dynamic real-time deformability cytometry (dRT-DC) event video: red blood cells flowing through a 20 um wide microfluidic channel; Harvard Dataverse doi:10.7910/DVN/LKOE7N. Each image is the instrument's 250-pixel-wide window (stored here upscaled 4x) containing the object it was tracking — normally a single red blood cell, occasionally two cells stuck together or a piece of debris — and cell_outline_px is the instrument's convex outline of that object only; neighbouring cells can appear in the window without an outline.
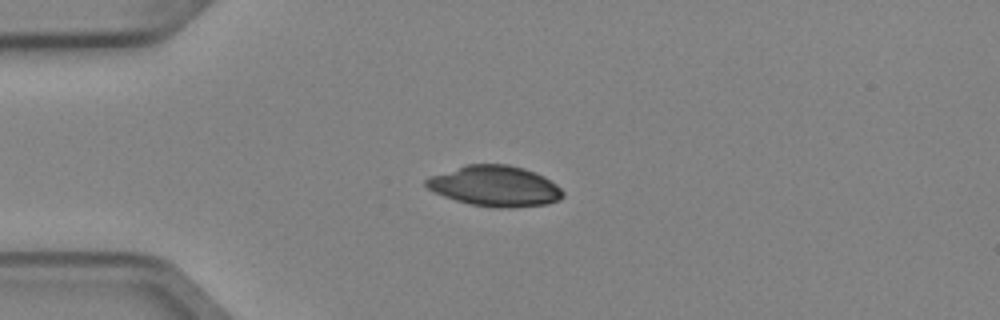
{"species": "Egyptian fruit bat (a non-hibernating species)", "species_latin": "Rousettus aegyptiacus", "temperature_condition": "cold", "stored_images_in_passage": 6, "camera_frame_rate_fps": 3000, "um_per_image_px": 0.085, "animal": {"sex": "female"}, "frame": {"image": 1, "passage_image": 3, "time_ms": 0.667, "image_size_px": [1000, 320], "cell_outline_px": [[564, 196], [560, 200], [548, 204], [508, 208], [496, 208], [468, 204], [444, 196], [428, 188], [424, 184], [424, 180], [432, 176], [464, 164], [508, 164], [524, 168], [536, 172], [544, 176], [556, 184], [564, 192]], "centroid_in_image_um": [42.1, 15.82], "position_along_channel_um": 42.9, "area_um2": 32.54}}
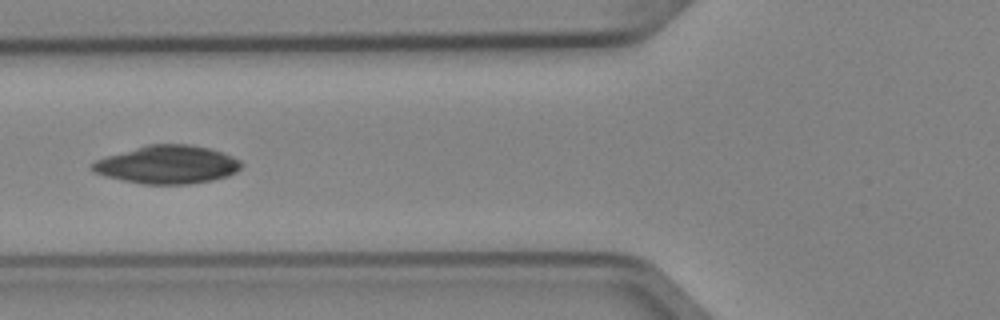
{"frame": {"image": 2, "passage_image": 5, "time_ms": 1.333, "image_size_px": [1000, 320], "cell_outline_px": [[244, 164], [236, 172], [228, 176], [212, 180], [188, 184], [144, 184], [124, 180], [92, 172], [88, 168], [88, 164], [104, 156], [148, 144], [188, 144], [208, 148], [232, 156], [240, 160]], "centroid_in_image_um": [14.19, 13.99], "position_along_channel_um": 111.6, "area_um2": 33.23}}
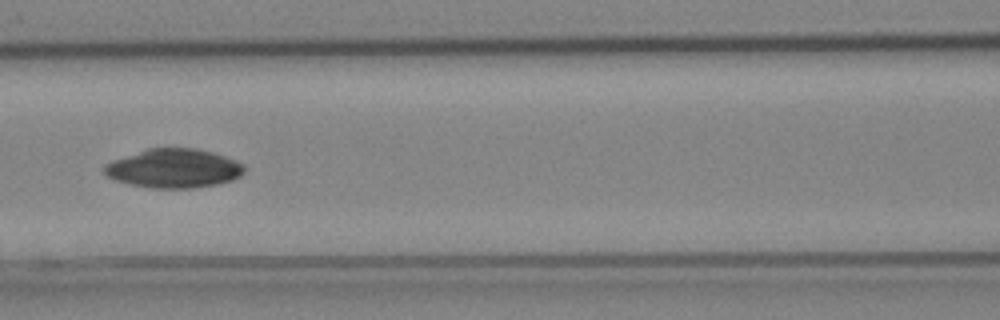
{"frame": {"image": 3, "passage_image": 6, "time_ms": 1.667, "image_size_px": [1000, 320], "cell_outline_px": [[244, 172], [240, 176], [232, 180], [216, 184], [192, 188], [152, 188], [128, 184], [112, 180], [104, 176], [104, 164], [112, 160], [148, 148], [196, 148], [212, 152], [236, 160], [244, 164]], "centroid_in_image_um": [14.73, 14.31], "position_along_channel_um": 151.9, "area_um2": 32.02}}